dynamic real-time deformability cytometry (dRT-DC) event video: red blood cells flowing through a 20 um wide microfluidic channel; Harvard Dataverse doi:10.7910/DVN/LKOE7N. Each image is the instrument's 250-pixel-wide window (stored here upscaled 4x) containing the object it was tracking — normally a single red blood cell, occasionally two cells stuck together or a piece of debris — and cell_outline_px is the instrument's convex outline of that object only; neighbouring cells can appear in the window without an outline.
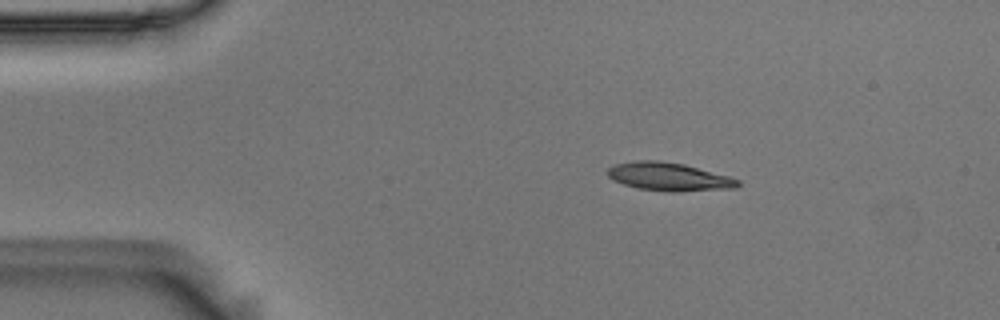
{"species": "Egyptian fruit bat (a non-hibernating species)", "species_latin": "Rousettus aegyptiacus", "temperature_condition": "room temperature", "stored_images_in_passage": 47, "camera_frame_rate_fps": 3000, "um_per_image_px": 0.085, "animal": {"sex": "male"}, "frame": {"image": 1, "passage_image": 1, "time_ms": 0.0, "image_size_px": [1000, 320], "cell_outline_px": [[740, 184], [736, 188], [676, 192], [668, 192], [640, 188], [624, 184], [612, 180], [608, 176], [608, 168], [616, 164], [632, 160], [660, 160], [684, 164], [728, 176], [740, 180]], "centroid_in_image_um": [56.86, 15.02], "position_along_channel_um": 28.1, "area_um2": 21.44}}
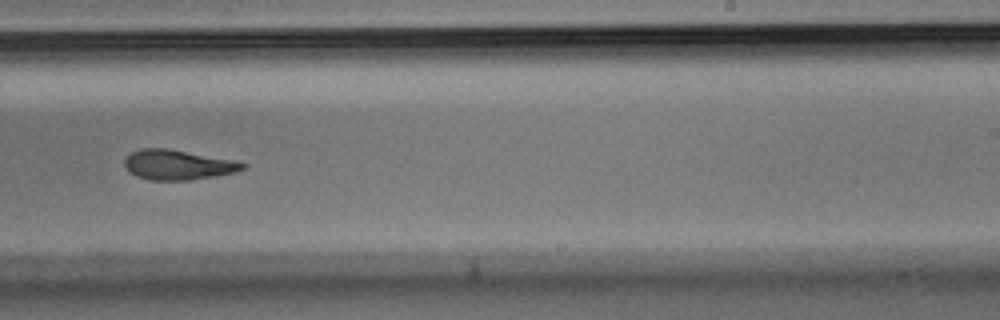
{"frame": {"image": 2, "passage_image": 26, "time_ms": 8.333, "image_size_px": [1000, 320], "cell_outline_px": [[248, 164], [244, 168], [236, 172], [188, 180], [152, 180], [136, 176], [124, 164], [124, 160], [132, 152], [140, 148], [168, 148], [232, 160]], "centroid_in_image_um": [15.11, 14.0], "position_along_channel_um": 273.9, "area_um2": 20.23}}
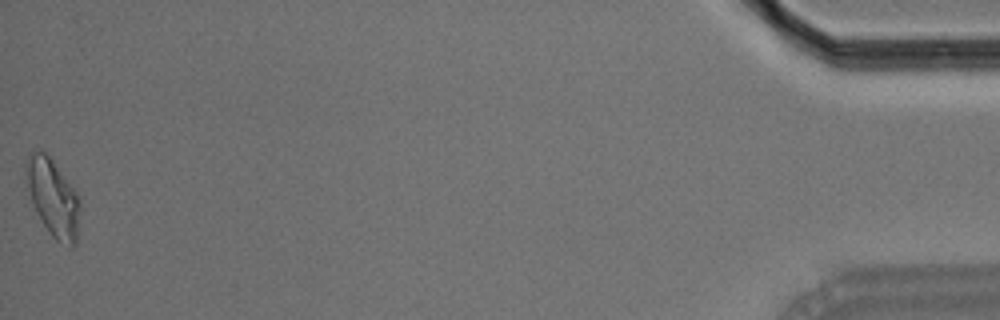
{"frame": {"image": 3, "passage_image": 47, "time_ms": 15.333, "image_size_px": [1000, 320], "cell_outline_px": [[80, 212], [76, 244], [72, 248], [68, 248], [60, 244], [48, 232], [36, 212], [28, 188], [24, 168], [24, 160], [28, 152], [40, 148], [52, 160], [76, 192], [80, 200]], "centroid_in_image_um": [4.49, 16.81], "position_along_channel_um": 430.7, "area_um2": 24.62}, "authors_computed_cell_mechanics": {"area_um2": 21.2704, "velocity_mm_per_s": 3.6196, "shape_relaxation_time_tau1_ms": 6.5767, "shape_relaxation_time_tau2_ms": 5.407, "deformation_change_tau1": 0.1827, "deformation_change_tau2": 0.1439}}